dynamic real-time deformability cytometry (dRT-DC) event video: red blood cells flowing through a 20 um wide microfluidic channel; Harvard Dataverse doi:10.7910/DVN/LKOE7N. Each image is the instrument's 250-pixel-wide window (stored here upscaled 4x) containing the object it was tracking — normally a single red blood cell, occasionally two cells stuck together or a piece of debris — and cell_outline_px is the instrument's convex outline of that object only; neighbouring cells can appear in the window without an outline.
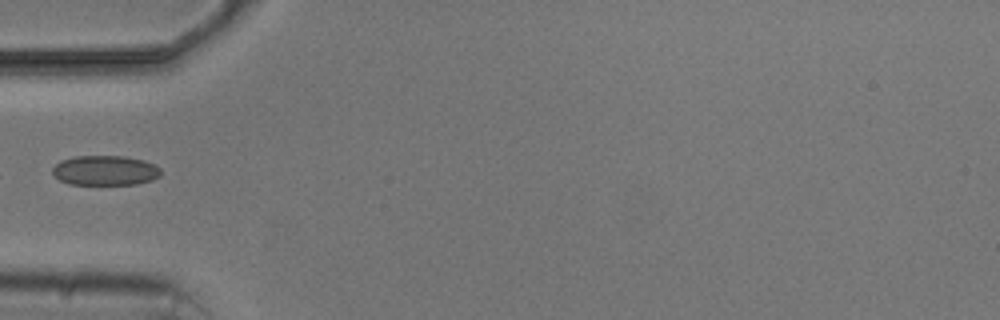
{"species": "common noctule bat (a hibernating species)", "species_latin": "Nyctalus noctula", "temperature_condition": "cold", "stored_images_in_passage": 5, "camera_frame_rate_fps": 3000, "um_per_image_px": 0.085, "animal": {"sex": "male", "body_mass_g": 20.5, "forearm_length_mm": 52.5}, "frame": {"image": 1, "passage_image": 5, "time_ms": 4.667, "image_size_px": [1000, 320], "cell_outline_px": [[160, 176], [152, 180], [136, 184], [68, 184], [60, 180], [52, 172], [52, 168], [60, 160], [76, 156], [124, 156], [144, 160], [156, 164], [160, 168]], "centroid_in_image_um": [8.95, 14.48], "position_along_channel_um": 76.0, "area_um2": 18.9}}